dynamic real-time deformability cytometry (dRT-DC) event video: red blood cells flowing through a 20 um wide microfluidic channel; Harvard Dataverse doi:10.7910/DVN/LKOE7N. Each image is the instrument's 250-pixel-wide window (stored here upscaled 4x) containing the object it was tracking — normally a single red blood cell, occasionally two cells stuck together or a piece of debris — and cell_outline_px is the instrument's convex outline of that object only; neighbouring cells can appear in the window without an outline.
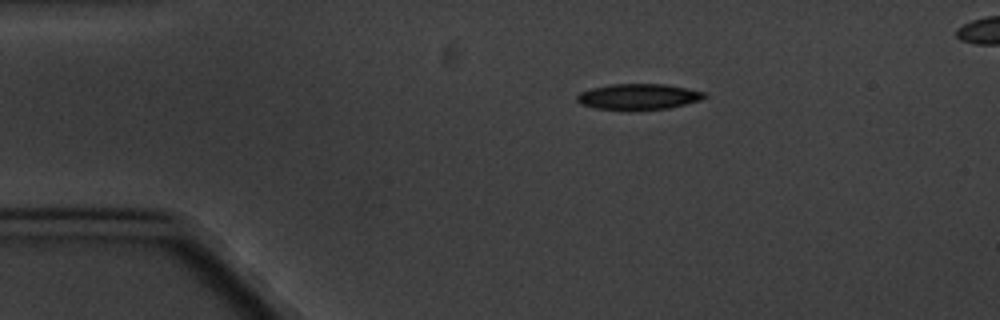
{"species": "common noctule bat (a hibernating species)", "species_latin": "Nyctalus noctula", "temperature_condition": "cold", "stored_images_in_passage": 3, "segment_of_instrument_passage": [1, 2], "camera_frame_rate_fps": 3000, "um_per_image_px": 0.085, "animal": {"sex": "male", "body_mass_g": 20.1, "forearm_length_mm": 53.5}, "frame": {"image": 1, "passage_image": 1, "time_ms": 0.0, "image_size_px": [1000, 320], "cell_outline_px": [[708, 96], [700, 100], [668, 108], [628, 112], [596, 108], [580, 104], [576, 100], [576, 96], [580, 92], [592, 88], [612, 84], [664, 84], [704, 92]], "centroid_in_image_um": [54.21, 8.25], "position_along_channel_um": 30.8, "area_um2": 19.48}}